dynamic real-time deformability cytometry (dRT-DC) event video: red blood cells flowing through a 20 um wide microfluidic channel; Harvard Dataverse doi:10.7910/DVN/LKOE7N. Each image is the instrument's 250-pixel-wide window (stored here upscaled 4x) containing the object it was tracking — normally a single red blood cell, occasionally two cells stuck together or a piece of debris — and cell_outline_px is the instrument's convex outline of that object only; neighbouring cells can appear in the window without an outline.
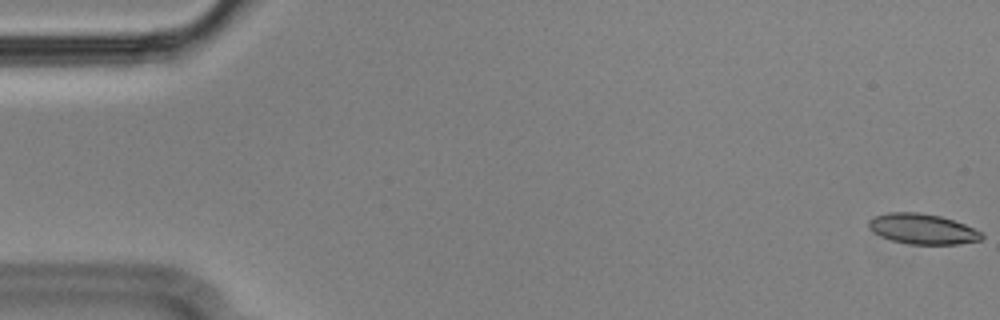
{"species": "Egyptian fruit bat (a non-hibernating species)", "species_latin": "Rousettus aegyptiacus", "temperature_condition": "cold", "stored_images_in_passage": 9, "camera_frame_rate_fps": 3000, "um_per_image_px": 0.085, "animal": {"sex": "male"}, "frame": {"image": 1, "passage_image": 1, "time_ms": 0.0, "image_size_px": [1000, 320], "cell_outline_px": [[984, 236], [980, 240], [956, 244], [908, 244], [892, 240], [880, 236], [868, 228], [868, 220], [872, 216], [888, 212], [920, 212], [940, 216], [964, 224], [984, 232]], "centroid_in_image_um": [78.39, 19.45], "position_along_channel_um": 6.6, "area_um2": 20.11}}